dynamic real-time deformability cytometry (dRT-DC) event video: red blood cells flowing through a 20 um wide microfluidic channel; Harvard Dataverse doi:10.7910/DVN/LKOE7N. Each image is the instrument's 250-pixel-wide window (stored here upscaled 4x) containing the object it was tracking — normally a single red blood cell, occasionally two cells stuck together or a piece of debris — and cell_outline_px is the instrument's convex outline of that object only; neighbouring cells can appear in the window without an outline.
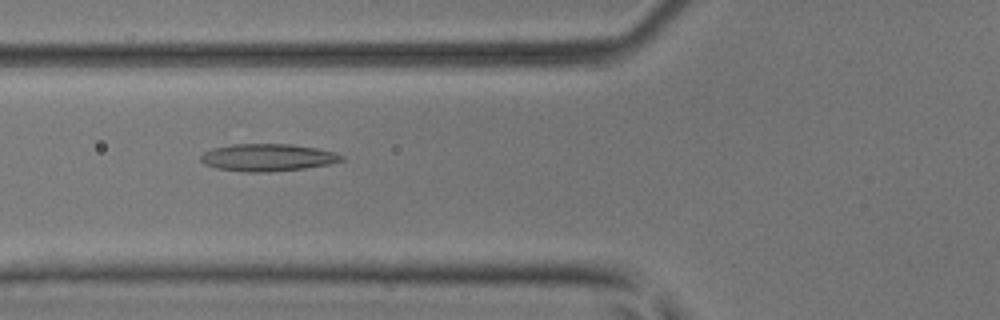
{"species": "common noctule bat (a hibernating species)", "species_latin": "Nyctalus noctula", "temperature_condition": "room temperature", "stored_images_in_passage": 9, "camera_frame_rate_fps": 3000, "um_per_image_px": 0.085, "animal": {"sex": "male", "body_mass_g": 17.9, "forearm_length_mm": 54.2}, "frame": {"image": 1, "passage_image": 6, "time_ms": 1.667, "image_size_px": [1000, 320], "cell_outline_px": [[344, 160], [328, 164], [304, 168], [268, 172], [248, 172], [216, 168], [204, 164], [200, 160], [200, 156], [204, 152], [212, 148], [232, 144], [292, 144], [316, 148], [336, 152], [344, 156]], "centroid_in_image_um": [22.74, 13.38], "position_along_channel_um": 103.1, "area_um2": 22.43}}
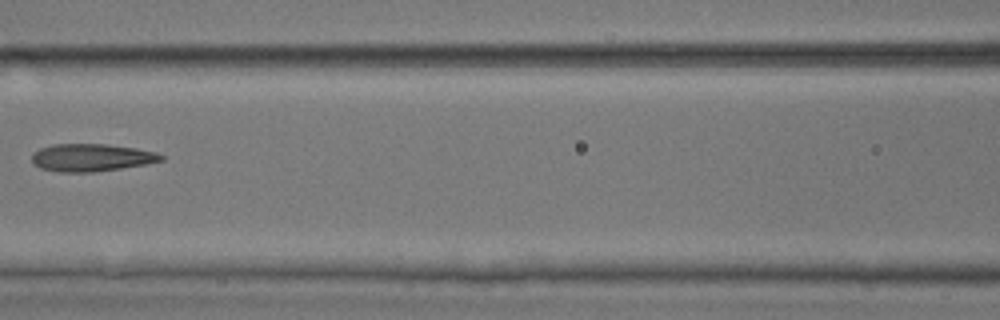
{"frame": {"image": 2, "passage_image": 7, "time_ms": 2.0, "image_size_px": [1000, 320], "cell_outline_px": [[164, 160], [148, 164], [92, 172], [56, 172], [40, 168], [32, 164], [32, 152], [40, 148], [52, 144], [108, 144], [136, 148], [156, 152], [164, 156]], "centroid_in_image_um": [7.75, 13.39], "position_along_channel_um": 158.9, "area_um2": 20.98}}
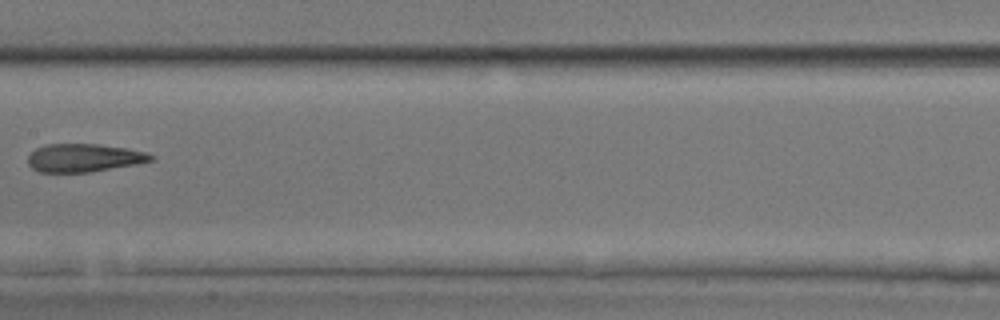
{"frame": {"image": 3, "passage_image": 8, "time_ms": 2.333, "image_size_px": [1000, 320], "cell_outline_px": [[156, 160], [136, 164], [88, 172], [40, 172], [32, 168], [28, 164], [28, 156], [36, 148], [48, 144], [100, 144], [128, 148], [148, 152], [156, 156]], "centroid_in_image_um": [7.19, 13.41], "position_along_channel_um": 200.2, "area_um2": 20.29}}